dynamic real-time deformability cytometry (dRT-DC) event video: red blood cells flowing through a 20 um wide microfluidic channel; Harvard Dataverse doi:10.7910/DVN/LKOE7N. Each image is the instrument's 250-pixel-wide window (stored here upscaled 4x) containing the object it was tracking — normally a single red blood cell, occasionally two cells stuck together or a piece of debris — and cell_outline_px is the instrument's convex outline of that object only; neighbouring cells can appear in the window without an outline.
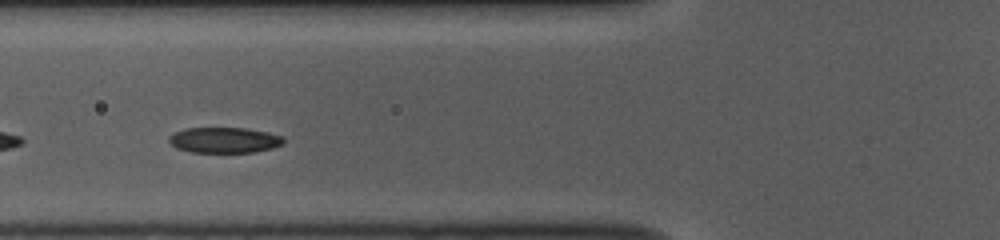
{"species": "common noctule bat (a hibernating species)", "species_latin": "Nyctalus noctula", "temperature_condition": "room temperature", "stored_images_in_passage": 39, "camera_frame_rate_fps": 3000, "um_per_image_px": 0.085, "animal": {"sex": "female", "body_mass_g": 10.0, "forearm_length_mm": 53.1}, "frame": {"image": 1, "passage_image": 5, "time_ms": 1.333, "image_size_px": [1000, 240], "cell_outline_px": [[284, 144], [272, 148], [256, 152], [192, 152], [176, 148], [168, 140], [168, 136], [184, 128], [248, 128], [268, 132], [284, 136]], "centroid_in_image_um": [19.1, 11.9], "position_along_channel_um": 106.7, "area_um2": 17.22}}
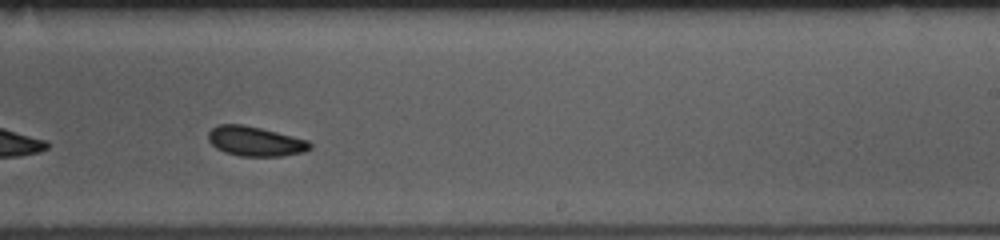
{"frame": {"image": 2, "passage_image": 18, "time_ms": 5.667, "image_size_px": [1000, 240], "cell_outline_px": [[312, 148], [304, 152], [280, 156], [240, 156], [224, 152], [216, 148], [208, 140], [208, 132], [212, 128], [220, 124], [244, 124], [308, 140], [312, 144]], "centroid_in_image_um": [21.69, 12.01], "position_along_channel_um": 267.3, "area_um2": 17.57}}
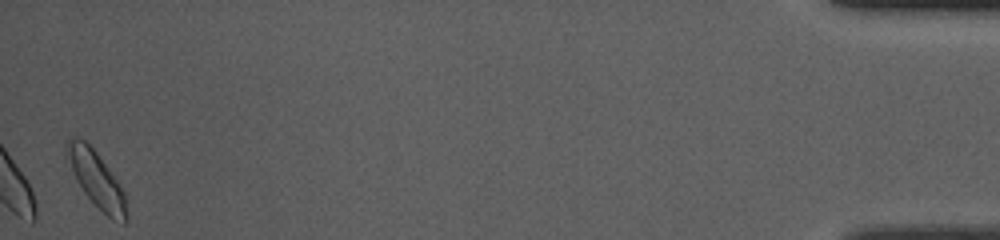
{"frame": {"image": 3, "passage_image": 38, "time_ms": 12.333, "image_size_px": [1000, 240], "cell_outline_px": [[128, 220], [124, 224], [112, 220], [84, 192], [64, 156], [64, 140], [68, 136], [76, 136], [84, 140], [96, 152], [120, 184], [124, 192]], "centroid_in_image_um": [8.15, 15.18], "position_along_channel_um": 427.0, "area_um2": 19.48}, "authors_computed_cell_mechanics": {"area_um2": 17.6868, "velocity_mm_per_s": 3.7072, "shape_relaxation_time_tau1_ms": 2.719, "shape_relaxation_time_tau2_ms": 3.2198, "deformation_change_tau1": 0.101, "deformation_change_tau2": 0.082}}